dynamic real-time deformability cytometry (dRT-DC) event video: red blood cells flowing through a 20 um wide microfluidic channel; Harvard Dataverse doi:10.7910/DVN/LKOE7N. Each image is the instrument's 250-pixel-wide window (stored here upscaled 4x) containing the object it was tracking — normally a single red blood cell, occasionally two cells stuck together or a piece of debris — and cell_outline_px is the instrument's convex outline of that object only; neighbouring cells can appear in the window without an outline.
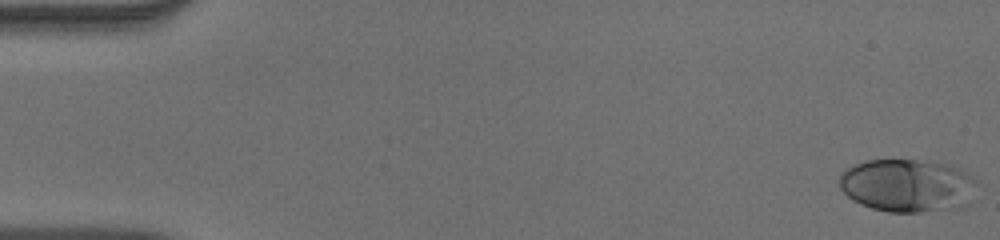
{"species": "human", "species_latin": "Homo sapiens", "temperature_condition": "warm", "stored_images_in_passage": 52, "camera_frame_rate_fps": 3000, "um_per_image_px": 0.085, "donor": {"sex": "male"}, "frame": {"image": 1, "passage_image": 1, "time_ms": 0.0, "image_size_px": [1000, 240], "cell_outline_px": [[976, 184], [968, 204], [964, 208], [920, 212], [888, 212], [872, 208], [860, 204], [852, 200], [840, 188], [840, 172], [852, 164], [868, 160], [916, 160], [948, 164], [972, 176], [976, 180]], "centroid_in_image_um": [77.11, 15.78], "position_along_channel_um": 7.9, "area_um2": 42.71}}
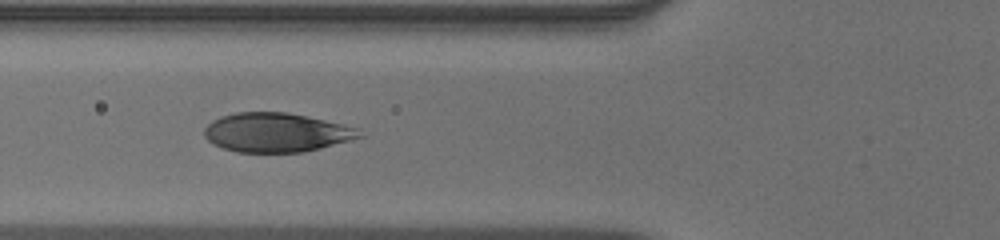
{"frame": {"image": 2, "passage_image": 20, "time_ms": 6.333, "image_size_px": [1000, 240], "cell_outline_px": [[364, 136], [320, 148], [304, 152], [236, 152], [212, 144], [204, 136], [204, 128], [212, 120], [220, 116], [236, 112], [288, 112], [344, 124], [360, 128]], "centroid_in_image_um": [23.49, 11.25], "position_along_channel_um": 102.3, "area_um2": 35.55}}
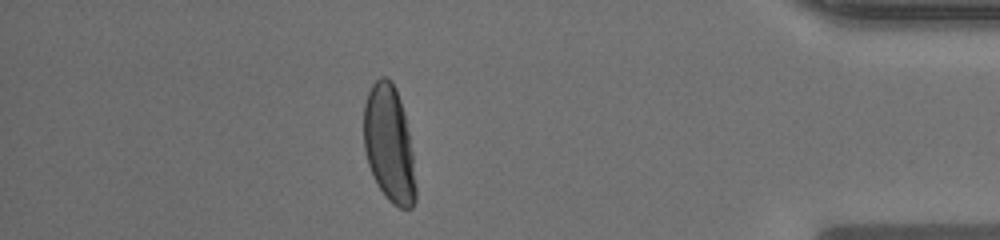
{"frame": {"image": 3, "passage_image": 46, "time_ms": 15.0, "image_size_px": [1000, 240], "cell_outline_px": [[416, 200], [412, 208], [400, 208], [392, 204], [384, 196], [368, 164], [364, 148], [364, 104], [368, 92], [372, 84], [380, 76], [388, 76], [392, 80], [396, 88], [404, 112], [412, 152], [416, 184]], "centroid_in_image_um": [33.08, 12.23], "position_along_channel_um": 402.1, "area_um2": 35.37}, "authors_computed_cell_mechanics": {"area_um2": 37.4833, "velocity_mm_per_s": 3.9217, "shape_relaxation_time_tau1_ms": 3.0744, "shape_relaxation_time_tau2_ms": null, "deformation_change_tau1": 0.2064, "deformation_change_tau2": null}}